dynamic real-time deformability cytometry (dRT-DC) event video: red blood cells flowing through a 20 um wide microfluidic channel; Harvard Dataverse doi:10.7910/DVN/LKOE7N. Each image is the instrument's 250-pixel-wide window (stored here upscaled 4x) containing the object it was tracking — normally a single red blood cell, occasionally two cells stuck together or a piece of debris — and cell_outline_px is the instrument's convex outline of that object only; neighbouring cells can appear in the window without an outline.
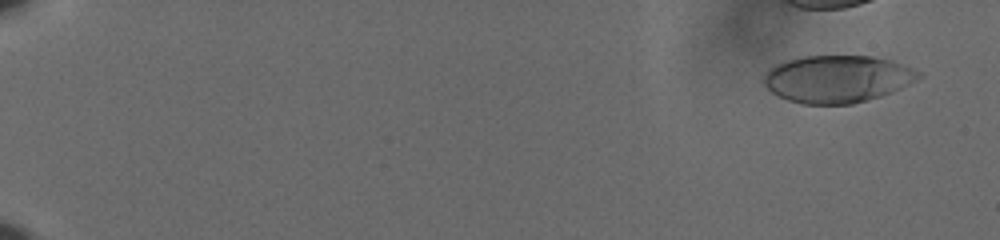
{"species": "human", "species_latin": "Homo sapiens", "temperature_condition": "cold", "stored_images_in_passage": 54, "camera_frame_rate_fps": 3000, "um_per_image_px": 0.085, "donor": {"sex": "male"}, "frame": {"image": 1, "passage_image": 4, "time_ms": 1.0, "image_size_px": [1000, 240], "cell_outline_px": [[924, 76], [892, 92], [868, 100], [852, 104], [804, 104], [788, 100], [772, 92], [764, 84], [764, 72], [768, 68], [776, 64], [788, 60], [804, 56], [872, 56], [892, 60], [912, 68], [920, 72]], "centroid_in_image_um": [71.18, 6.7], "position_along_channel_um": 13.8, "area_um2": 42.66}}